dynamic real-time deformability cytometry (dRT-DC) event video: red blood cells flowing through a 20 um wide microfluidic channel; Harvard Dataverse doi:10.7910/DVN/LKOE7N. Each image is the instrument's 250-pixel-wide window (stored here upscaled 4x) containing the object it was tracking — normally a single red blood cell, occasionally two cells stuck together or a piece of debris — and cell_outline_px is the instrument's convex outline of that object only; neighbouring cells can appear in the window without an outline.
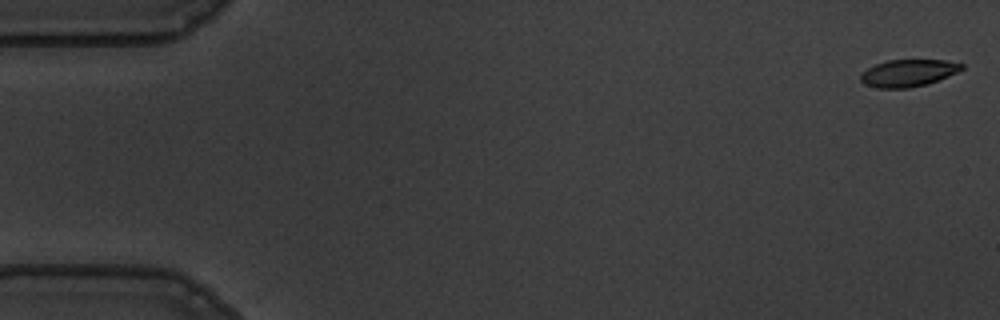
{"species": "common noctule bat (a hibernating species)", "species_latin": "Nyctalus noctula", "temperature_condition": "warm", "stored_images_in_passage": 57, "segment_of_instrument_passage": [1, 2], "camera_frame_rate_fps": 3000, "um_per_image_px": 0.085, "animal": {"sex": "male", "body_mass_g": 19.5, "forearm_length_mm": 54.6}, "frame": {"image": 1, "passage_image": 1, "time_ms": 0.0, "image_size_px": [1000, 320], "cell_outline_px": [[964, 68], [948, 76], [928, 84], [908, 88], [880, 88], [864, 84], [860, 80], [860, 72], [876, 64], [888, 60], [944, 60], [964, 64]], "centroid_in_image_um": [77.18, 6.21], "position_along_channel_um": 7.8, "area_um2": 15.95}}
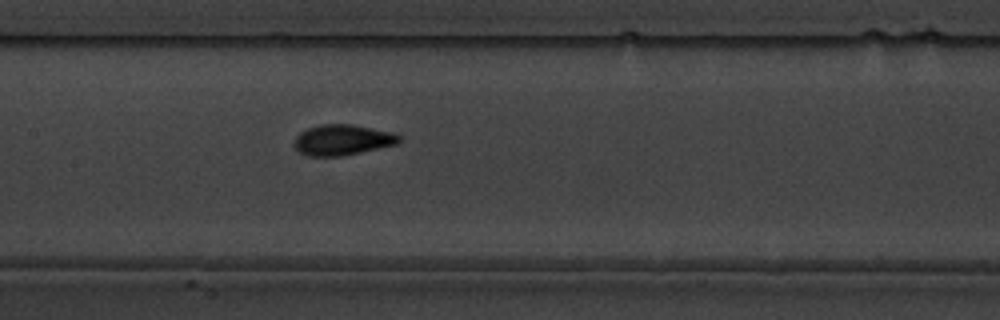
{"frame": {"image": 2, "passage_image": 27, "time_ms": 8.667, "image_size_px": [1000, 320], "cell_outline_px": [[400, 140], [396, 144], [360, 152], [340, 156], [308, 156], [300, 152], [292, 144], [296, 136], [300, 132], [308, 128], [320, 124], [352, 124], [392, 132], [400, 136]], "centroid_in_image_um": [29.06, 11.88], "position_along_channel_um": 178.3, "area_um2": 18.61}}
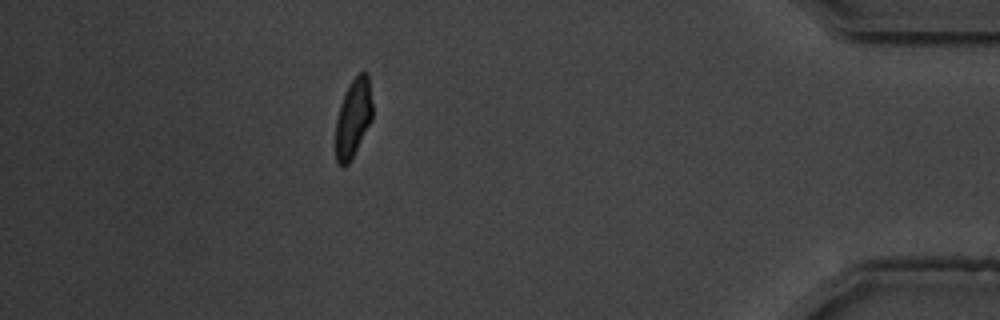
{"frame": {"image": 3, "passage_image": 50, "time_ms": 16.333, "image_size_px": [1000, 320], "cell_outline_px": [[372, 120], [348, 164], [344, 168], [340, 168], [336, 164], [336, 120], [340, 104], [348, 84], [360, 72], [368, 72], [372, 104]], "centroid_in_image_um": [30.01, 10.04], "position_along_channel_um": 405.2, "area_um2": 16.94}}